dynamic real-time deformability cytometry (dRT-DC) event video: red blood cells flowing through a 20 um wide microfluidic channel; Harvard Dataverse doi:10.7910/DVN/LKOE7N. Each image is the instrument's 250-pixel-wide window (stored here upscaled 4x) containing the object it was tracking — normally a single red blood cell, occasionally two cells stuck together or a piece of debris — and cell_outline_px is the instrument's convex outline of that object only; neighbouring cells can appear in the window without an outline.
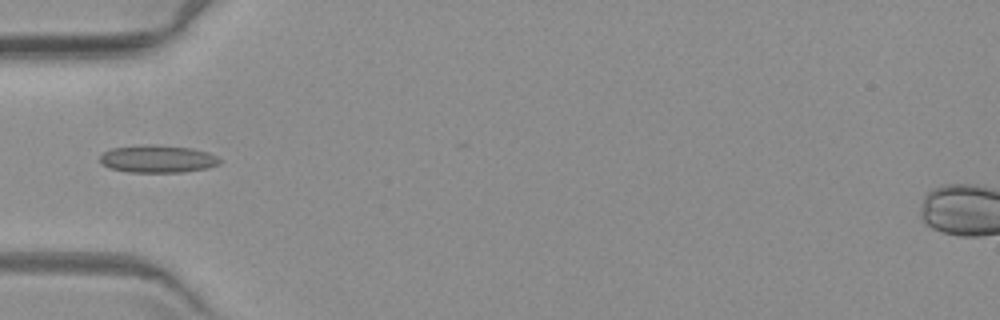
{"species": "common noctule bat (a hibernating species)", "species_latin": "Nyctalus noctula", "temperature_condition": "warm", "stored_images_in_passage": 3, "camera_frame_rate_fps": 3000, "um_per_image_px": 0.085, "animal": {"sex": "female", "body_mass_g": 19.3, "forearm_length_mm": 54.1}, "frame": {"image": 1, "passage_image": 1, "time_ms": 0.0, "image_size_px": [1000, 320], "cell_outline_px": [[220, 164], [208, 168], [184, 172], [128, 172], [108, 168], [100, 164], [100, 156], [104, 152], [112, 148], [140, 144], [156, 144], [192, 148], [208, 152], [216, 156], [220, 160]], "centroid_in_image_um": [13.38, 13.5], "position_along_channel_um": 71.6, "area_um2": 19.54}}
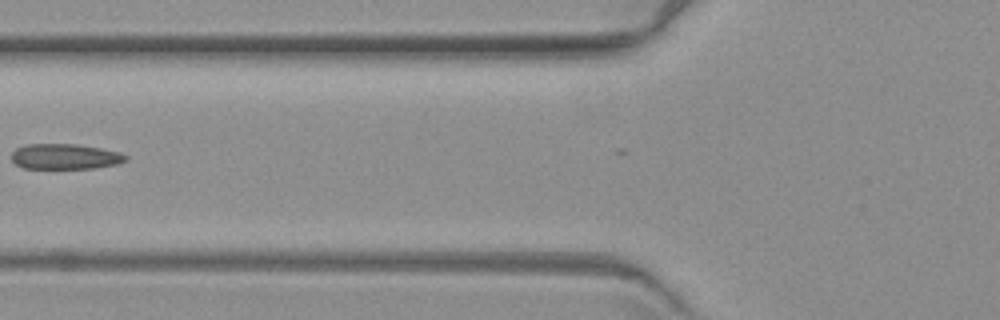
{"frame": {"image": 2, "passage_image": 2, "time_ms": 1.333, "image_size_px": [1000, 320], "cell_outline_px": [[128, 160], [116, 164], [92, 168], [24, 168], [16, 164], [12, 160], [12, 152], [16, 148], [28, 144], [76, 144], [100, 148], [120, 152], [128, 156]], "centroid_in_image_um": [5.54, 13.3], "position_along_channel_um": 120.3, "area_um2": 16.82}}
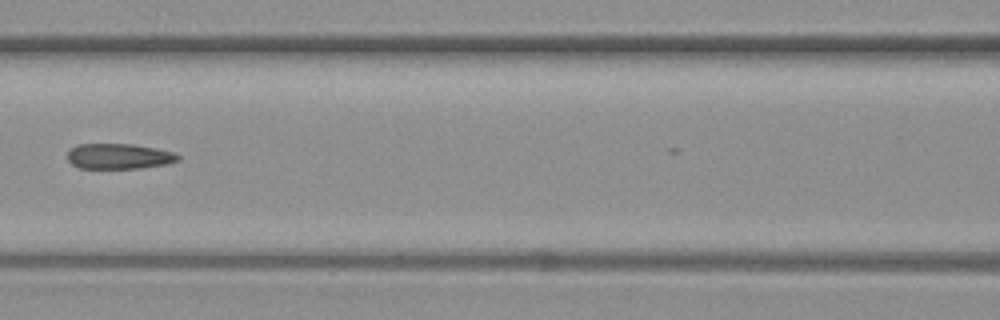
{"frame": {"image": 3, "passage_image": 3, "time_ms": 2.333, "image_size_px": [1000, 320], "cell_outline_px": [[180, 160], [168, 164], [140, 168], [80, 168], [72, 164], [68, 160], [68, 152], [76, 144], [132, 144], [172, 152], [180, 156]], "centroid_in_image_um": [10.1, 13.29], "position_along_channel_um": 156.5, "area_um2": 16.24}}